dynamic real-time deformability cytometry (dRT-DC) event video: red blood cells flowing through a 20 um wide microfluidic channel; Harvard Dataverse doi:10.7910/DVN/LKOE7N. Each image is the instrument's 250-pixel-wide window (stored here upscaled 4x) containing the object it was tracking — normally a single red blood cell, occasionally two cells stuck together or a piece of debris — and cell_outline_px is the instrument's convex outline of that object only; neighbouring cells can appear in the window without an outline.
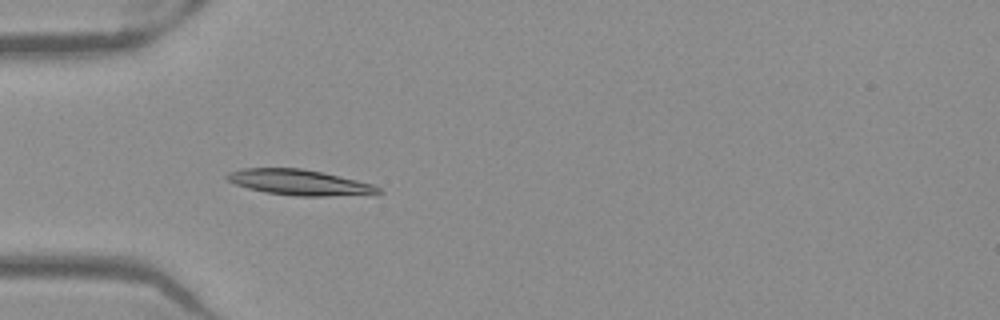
{"species": "Egyptian fruit bat (a non-hibernating species)", "species_latin": "Rousettus aegyptiacus", "temperature_condition": "warm", "stored_images_in_passage": 38, "camera_frame_rate_fps": 3000, "um_per_image_px": 0.085, "frame": {"image": 1, "passage_image": 3, "time_ms": 0.667, "image_size_px": [1000, 320], "cell_outline_px": [[384, 192], [324, 196], [296, 196], [268, 192], [248, 188], [236, 184], [228, 180], [224, 176], [228, 172], [244, 168], [300, 168], [320, 172], [356, 180], [372, 184], [380, 188]], "centroid_in_image_um": [25.38, 15.49], "position_along_channel_um": 59.6, "area_um2": 21.96}}
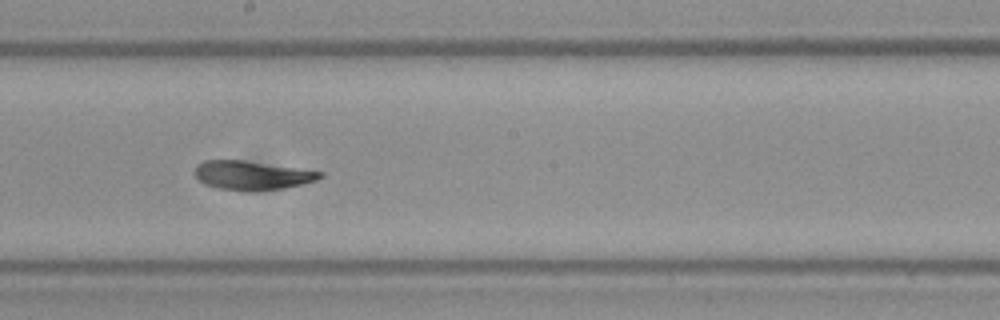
{"frame": {"image": 2, "passage_image": 16, "time_ms": 5.0, "image_size_px": [1000, 320], "cell_outline_px": [[324, 176], [316, 180], [304, 184], [284, 188], [216, 188], [204, 184], [192, 172], [196, 164], [204, 160], [244, 160], [324, 172]], "centroid_in_image_um": [21.4, 14.85], "position_along_channel_um": 226.8, "area_um2": 20.46}}
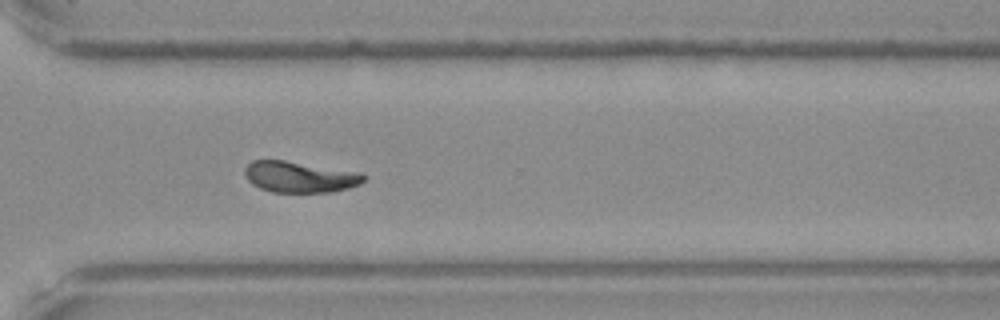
{"frame": {"image": 3, "passage_image": 25, "time_ms": 8.0, "image_size_px": [1000, 320], "cell_outline_px": [[368, 176], [360, 184], [348, 188], [332, 192], [272, 192], [260, 188], [252, 184], [244, 176], [244, 168], [252, 160], [284, 160], [360, 172]], "centroid_in_image_um": [25.47, 15.04], "position_along_channel_um": 345.1, "area_um2": 21.68}, "authors_computed_cell_mechanics": {"area_um2": 21.5594, "velocity_mm_per_s": 3.9475, "shape_relaxation_time_tau1_ms": 5.7153, "shape_relaxation_time_tau2_ms": 2.0234, "deformation_change_tau1": 0.1905, "deformation_change_tau2": 0.0659}}